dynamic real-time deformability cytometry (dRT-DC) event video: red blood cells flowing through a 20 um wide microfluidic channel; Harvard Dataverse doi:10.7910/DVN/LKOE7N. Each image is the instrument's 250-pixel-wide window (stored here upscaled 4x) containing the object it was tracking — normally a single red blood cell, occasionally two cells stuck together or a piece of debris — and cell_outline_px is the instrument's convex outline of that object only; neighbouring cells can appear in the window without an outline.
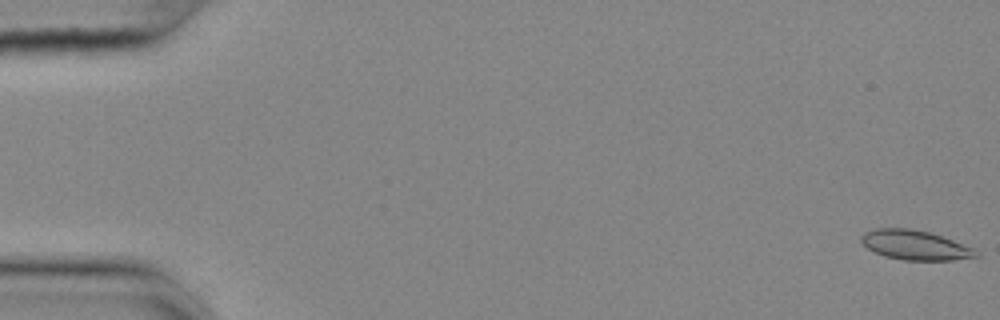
{"species": "common noctule bat (a hibernating species)", "species_latin": "Nyctalus noctula", "temperature_condition": "cold", "stored_images_in_passage": 38, "camera_frame_rate_fps": 3000, "um_per_image_px": 0.085, "animal": {"sex": "female", "body_mass_g": 25.1}, "frame": {"image": 1, "passage_image": 1, "time_ms": 0.0, "image_size_px": [1000, 320], "cell_outline_px": [[980, 256], [952, 260], [904, 260], [884, 256], [868, 248], [860, 240], [860, 236], [864, 232], [876, 228], [908, 228], [928, 232], [952, 240], [972, 248], [980, 252]], "centroid_in_image_um": [77.77, 20.83], "position_along_channel_um": 7.2, "area_um2": 19.59}}
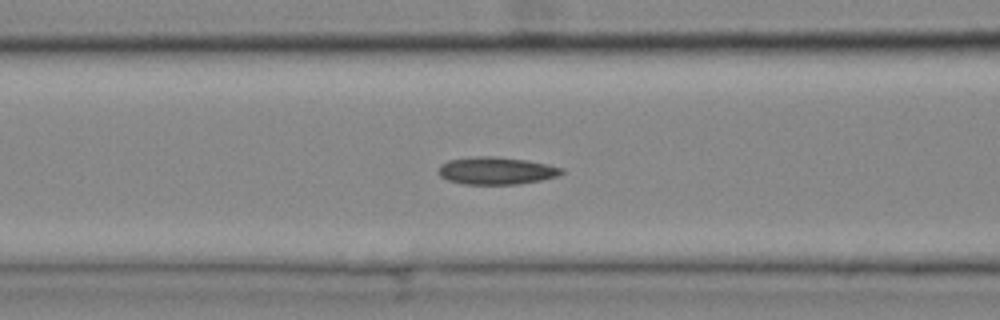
{"frame": {"image": 2, "passage_image": 23, "time_ms": 7.333, "image_size_px": [1000, 320], "cell_outline_px": [[564, 172], [556, 176], [540, 180], [516, 184], [464, 184], [448, 180], [440, 176], [440, 164], [448, 160], [472, 156], [496, 156], [528, 160], [548, 164], [564, 168]], "centroid_in_image_um": [42.19, 14.49], "position_along_channel_um": 124.4, "area_um2": 19.71}}
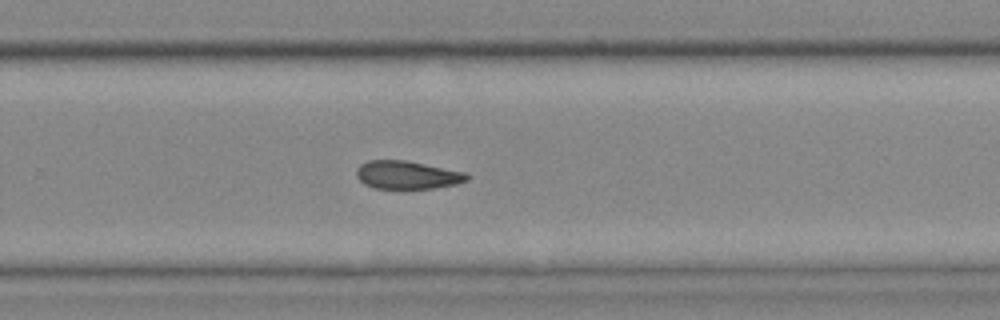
{"frame": {"image": 3, "passage_image": 37, "time_ms": 12.0, "image_size_px": [1000, 320], "cell_outline_px": [[472, 176], [468, 180], [456, 184], [436, 188], [372, 188], [364, 184], [356, 176], [356, 168], [360, 164], [368, 160], [404, 160], [468, 172]], "centroid_in_image_um": [34.64, 14.86], "position_along_channel_um": 295.2, "area_um2": 18.32}}